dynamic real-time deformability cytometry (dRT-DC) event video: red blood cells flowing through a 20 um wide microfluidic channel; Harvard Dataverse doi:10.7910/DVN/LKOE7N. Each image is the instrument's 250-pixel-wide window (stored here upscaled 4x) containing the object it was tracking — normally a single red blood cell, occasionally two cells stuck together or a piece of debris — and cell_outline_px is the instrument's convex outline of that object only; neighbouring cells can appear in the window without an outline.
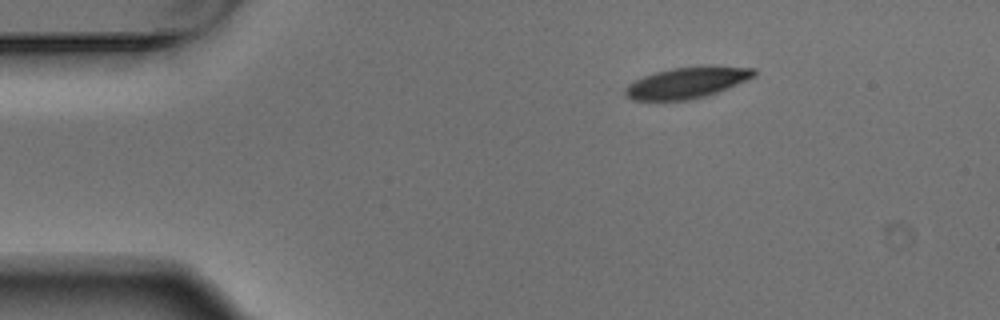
{"species": "Egyptian fruit bat (a non-hibernating species)", "species_latin": "Rousettus aegyptiacus", "temperature_condition": "warm", "stored_images_in_passage": 4, "camera_frame_rate_fps": 3000, "um_per_image_px": 0.085, "animal": {"sex": "male"}, "frame": {"image": 1, "passage_image": 1, "time_ms": 0.0, "image_size_px": [1000, 320], "cell_outline_px": [[756, 76], [716, 92], [704, 96], [688, 100], [632, 100], [624, 96], [624, 88], [628, 84], [644, 76], [656, 72], [672, 68], [708, 64], [756, 68]], "centroid_in_image_um": [58.4, 7.0], "position_along_channel_um": 26.6, "area_um2": 23.58}}